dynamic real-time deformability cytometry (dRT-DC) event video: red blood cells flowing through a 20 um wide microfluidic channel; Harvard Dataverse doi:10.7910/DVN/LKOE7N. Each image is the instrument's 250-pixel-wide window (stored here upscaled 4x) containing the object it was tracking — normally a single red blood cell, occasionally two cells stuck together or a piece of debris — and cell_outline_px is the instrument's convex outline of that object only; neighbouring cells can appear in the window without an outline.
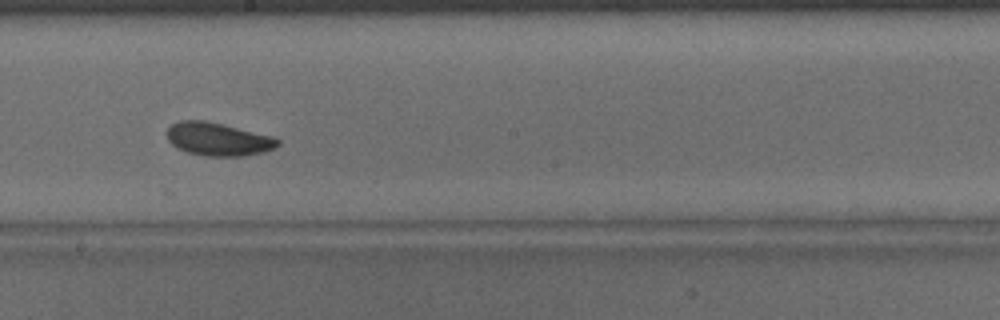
{"species": "common noctule bat (a hibernating species)", "species_latin": "Nyctalus noctula", "temperature_condition": "warm", "stored_images_in_passage": 42, "camera_frame_rate_fps": 3000, "um_per_image_px": 0.085, "animal": {"sex": "male", "body_mass_g": 15.6}, "frame": {"image": 1, "passage_image": 18, "time_ms": 5.667, "image_size_px": [1000, 320], "cell_outline_px": [[280, 144], [264, 152], [244, 156], [204, 156], [188, 152], [176, 148], [168, 140], [168, 128], [172, 124], [180, 120], [204, 120], [272, 136], [280, 140]], "centroid_in_image_um": [18.53, 11.84], "position_along_channel_um": 229.7, "area_um2": 21.21}}
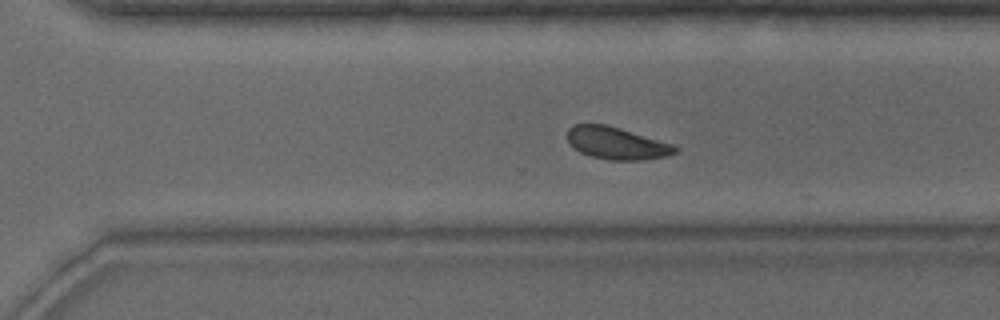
{"frame": {"image": 2, "passage_image": 25, "time_ms": 8.0, "image_size_px": [1000, 320], "cell_outline_px": [[680, 148], [676, 152], [668, 156], [640, 160], [608, 160], [592, 156], [580, 152], [568, 140], [568, 128], [576, 124], [604, 124], [620, 128], [676, 144]], "centroid_in_image_um": [52.49, 12.17], "position_along_channel_um": 318.1, "area_um2": 20.29}}
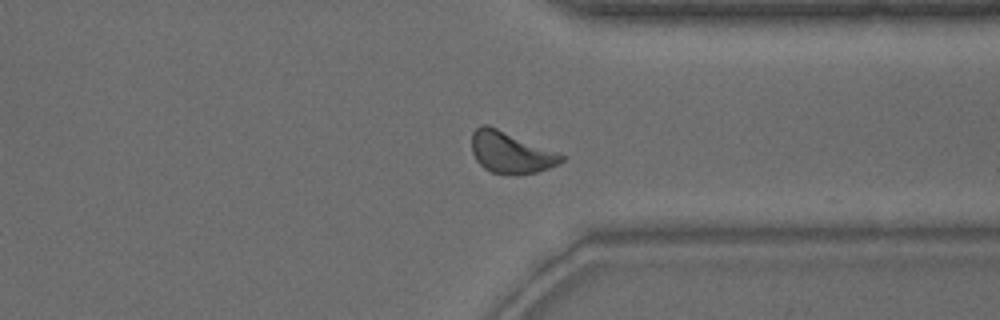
{"frame": {"image": 3, "passage_image": 29, "time_ms": 9.333, "image_size_px": [1000, 320], "cell_outline_px": [[564, 160], [548, 168], [536, 172], [492, 172], [484, 168], [476, 160], [472, 152], [472, 132], [480, 124], [488, 124], [556, 152], [564, 156]], "centroid_in_image_um": [43.35, 12.91], "position_along_channel_um": 368.0, "area_um2": 20.92}, "authors_computed_cell_mechanics": {"area_um2": 20.8947, "velocity_mm_per_s": 3.8094, "shape_relaxation_time_tau1_ms": 2.8774, "shape_relaxation_time_tau2_ms": 3.0803, "deformation_change_tau1": 0.1041, "deformation_change_tau2": 0.0754}}